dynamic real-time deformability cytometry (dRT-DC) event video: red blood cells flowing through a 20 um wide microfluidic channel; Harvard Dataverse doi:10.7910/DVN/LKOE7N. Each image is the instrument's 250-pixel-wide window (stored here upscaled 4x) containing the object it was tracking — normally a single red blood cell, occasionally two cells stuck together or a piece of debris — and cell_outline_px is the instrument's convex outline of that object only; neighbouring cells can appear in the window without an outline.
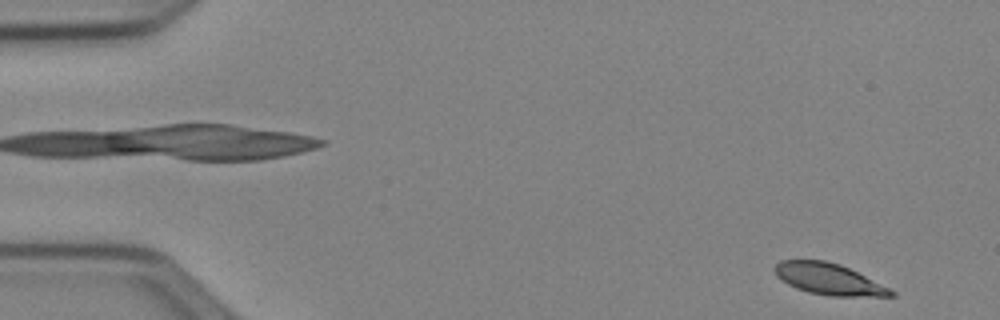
{"species": "Egyptian fruit bat (a non-hibernating species)", "species_latin": "Rousettus aegyptiacus", "temperature_condition": "cold", "stored_images_in_passage": 51, "segment_of_instrument_passage": [1, 2], "camera_frame_rate_fps": 3000, "um_per_image_px": 0.085, "animal": {"sex": "female"}, "frame": {"image": 1, "passage_image": 1, "time_ms": 0.0, "image_size_px": [1000, 320], "cell_outline_px": [[896, 296], [828, 296], [808, 292], [796, 288], [788, 284], [776, 276], [772, 268], [780, 260], [824, 260], [840, 264], [896, 292]], "centroid_in_image_um": [70.38, 23.72], "position_along_channel_um": 14.6, "area_um2": 21.04}}
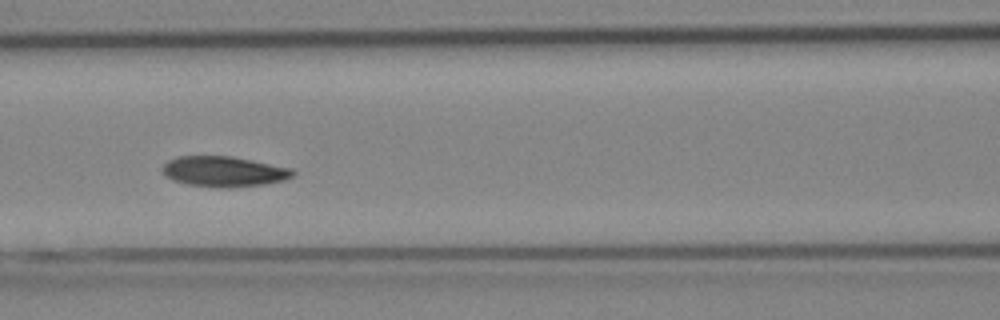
{"frame": {"image": 2, "passage_image": 21, "time_ms": 6.667, "image_size_px": [1000, 320], "cell_outline_px": [[296, 172], [292, 176], [284, 180], [264, 184], [228, 188], [216, 188], [188, 184], [172, 180], [164, 176], [160, 168], [168, 160], [176, 156], [232, 156], [292, 168]], "centroid_in_image_um": [18.99, 14.58], "position_along_channel_um": 147.6, "area_um2": 23.35}}
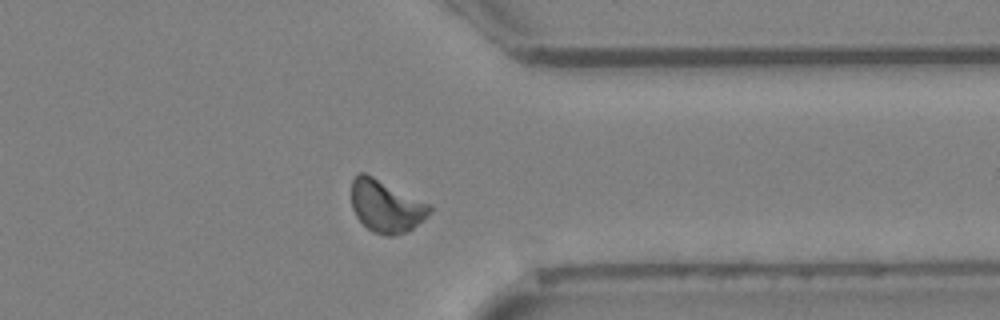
{"frame": {"image": 3, "passage_image": 39, "time_ms": 12.667, "image_size_px": [1000, 320], "cell_outline_px": [[432, 212], [408, 232], [392, 236], [388, 236], [372, 232], [356, 216], [352, 208], [352, 180], [360, 172], [364, 172], [428, 204], [432, 208]], "centroid_in_image_um": [32.8, 17.55], "position_along_channel_um": 378.6, "area_um2": 23.41}}